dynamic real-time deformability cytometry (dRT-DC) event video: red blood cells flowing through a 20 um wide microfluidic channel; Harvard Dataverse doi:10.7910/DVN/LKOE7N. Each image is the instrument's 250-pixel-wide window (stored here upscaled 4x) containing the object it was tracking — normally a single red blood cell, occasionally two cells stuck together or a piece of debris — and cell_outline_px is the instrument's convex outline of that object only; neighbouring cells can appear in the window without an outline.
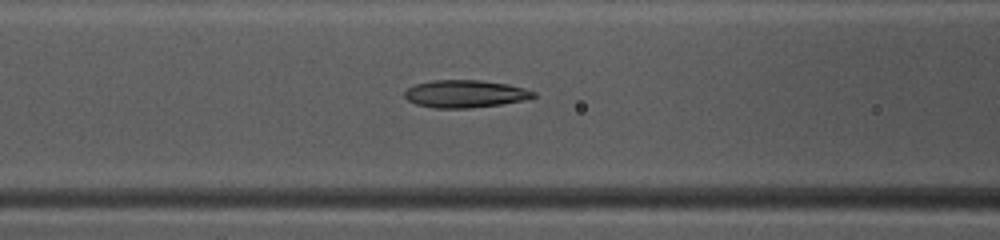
{"species": "common noctule bat (a hibernating species)", "species_latin": "Nyctalus noctula", "temperature_condition": "warm", "stored_images_in_passage": 49, "camera_frame_rate_fps": 3000, "um_per_image_px": 0.085, "animal": {"sex": "female", "body_mass_g": 10.0, "forearm_length_mm": 53.1}, "frame": {"image": 1, "passage_image": 21, "time_ms": 6.667, "image_size_px": [1000, 240], "cell_outline_px": [[536, 96], [528, 100], [500, 104], [468, 108], [436, 108], [416, 104], [408, 100], [404, 96], [404, 92], [408, 88], [416, 84], [432, 80], [480, 80], [508, 84], [524, 88], [536, 92]], "centroid_in_image_um": [39.56, 7.97], "position_along_channel_um": 127.0, "area_um2": 20.69}}
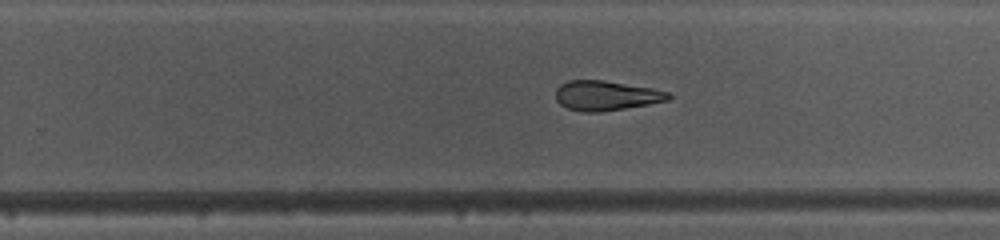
{"frame": {"image": 2, "passage_image": 32, "time_ms": 10.333, "image_size_px": [1000, 240], "cell_outline_px": [[672, 96], [668, 100], [648, 104], [600, 112], [584, 112], [568, 108], [560, 104], [556, 100], [556, 88], [560, 84], [568, 80], [604, 80], [652, 88], [668, 92]], "centroid_in_image_um": [51.49, 8.12], "position_along_channel_um": 278.3, "area_um2": 19.48}}
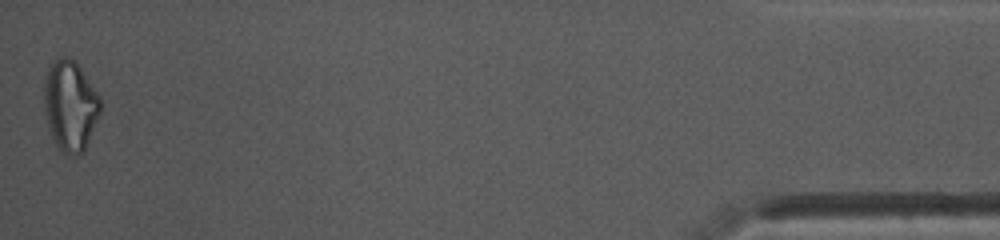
{"frame": {"image": 3, "passage_image": 49, "time_ms": 16.0, "image_size_px": [1000, 240], "cell_outline_px": [[100, 112], [84, 152], [80, 156], [68, 156], [56, 144], [48, 128], [44, 108], [44, 76], [48, 68], [60, 56], [68, 56], [76, 60], [100, 96]], "centroid_in_image_um": [5.96, 8.97], "position_along_channel_um": 429.2, "area_um2": 29.94}, "authors_computed_cell_mechanics": {"area_um2": 21.2126, "velocity_mm_per_s": 4.123, "shape_relaxation_time_tau1_ms": 4.5699, "shape_relaxation_time_tau2_ms": 5.2924, "deformation_change_tau1": 0.1433, "deformation_change_tau2": 0.151}}